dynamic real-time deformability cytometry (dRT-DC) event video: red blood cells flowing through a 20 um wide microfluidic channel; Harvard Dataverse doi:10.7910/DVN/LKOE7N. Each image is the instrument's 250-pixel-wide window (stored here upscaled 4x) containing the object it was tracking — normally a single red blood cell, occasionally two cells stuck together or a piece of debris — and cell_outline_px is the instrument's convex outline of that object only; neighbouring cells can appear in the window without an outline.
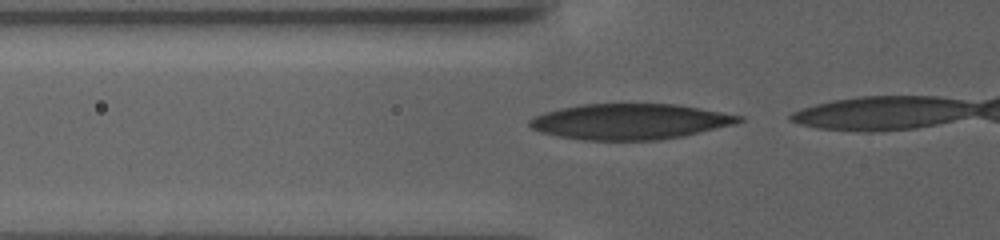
{"species": "human", "species_latin": "Homo sapiens", "temperature_condition": "warm", "stored_images_in_passage": 17, "camera_frame_rate_fps": 3000, "um_per_image_px": 0.085, "donor": {"sex": "female"}, "frame": {"image": 1, "passage_image": 2, "time_ms": 0.333, "image_size_px": [1000, 240], "cell_outline_px": [[744, 120], [736, 124], [680, 136], [660, 140], [580, 140], [540, 132], [532, 128], [528, 124], [528, 120], [536, 116], [560, 108], [584, 104], [676, 104], [700, 108], [744, 116]], "centroid_in_image_um": [53.57, 10.33], "position_along_channel_um": 72.2, "area_um2": 43.23}}
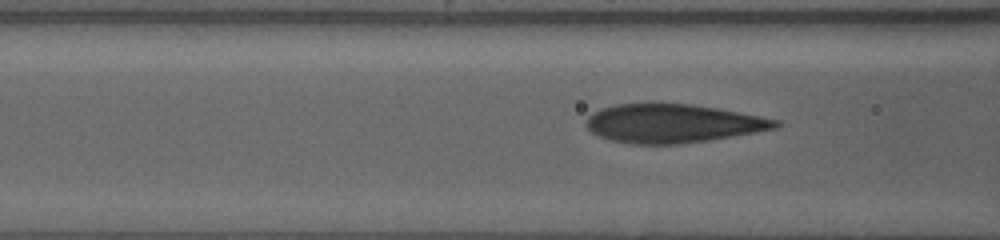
{"frame": {"image": 2, "passage_image": 10, "time_ms": 3.0, "image_size_px": [1000, 240], "cell_outline_px": [[780, 124], [776, 128], [756, 132], [708, 140], [680, 144], [632, 144], [608, 140], [592, 132], [584, 124], [584, 120], [592, 112], [600, 108], [616, 104], [652, 100], [692, 104], [716, 108], [780, 120]], "centroid_in_image_um": [57.09, 10.45], "position_along_channel_um": 109.5, "area_um2": 43.58}}